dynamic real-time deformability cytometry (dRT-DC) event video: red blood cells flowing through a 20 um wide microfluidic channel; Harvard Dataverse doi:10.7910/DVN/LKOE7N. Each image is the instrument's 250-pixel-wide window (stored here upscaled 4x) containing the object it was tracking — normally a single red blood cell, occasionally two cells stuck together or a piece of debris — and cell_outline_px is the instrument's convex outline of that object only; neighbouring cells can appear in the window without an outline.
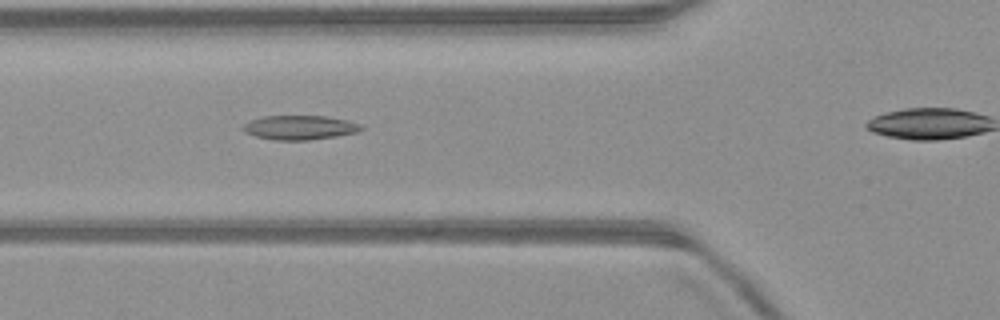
{"species": "common noctule bat (a hibernating species)", "species_latin": "Nyctalus noctula", "temperature_condition": "warm", "stored_images_in_passage": 28, "camera_frame_rate_fps": 3000, "um_per_image_px": 0.085, "animal": {"sex": "male", "body_mass_g": 23.1, "forearm_length_mm": 52.7}, "frame": {"image": 1, "passage_image": 5, "time_ms": 1.333, "image_size_px": [1000, 320], "cell_outline_px": [[364, 128], [360, 132], [336, 136], [308, 140], [272, 140], [256, 136], [244, 132], [240, 128], [248, 120], [264, 116], [328, 116], [348, 120], [360, 124]], "centroid_in_image_um": [25.47, 10.84], "position_along_channel_um": 100.3, "area_um2": 16.94}}
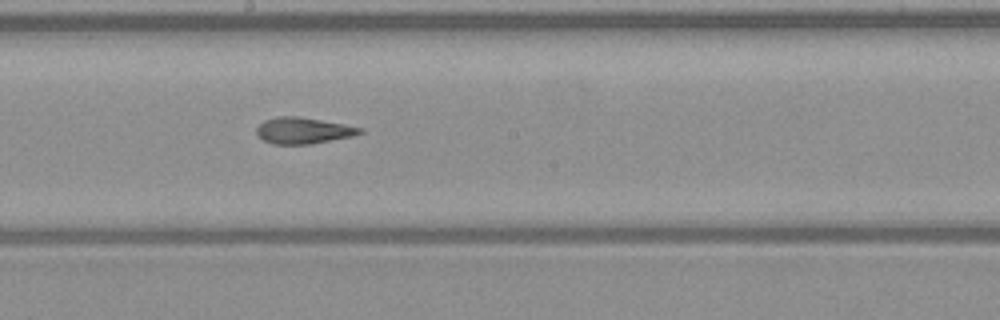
{"frame": {"image": 2, "passage_image": 14, "time_ms": 4.333, "image_size_px": [1000, 320], "cell_outline_px": [[364, 132], [352, 136], [312, 144], [272, 144], [256, 136], [256, 128], [264, 120], [280, 116], [300, 116], [344, 124], [364, 128]], "centroid_in_image_um": [25.77, 11.1], "position_along_channel_um": 222.4, "area_um2": 15.95}}
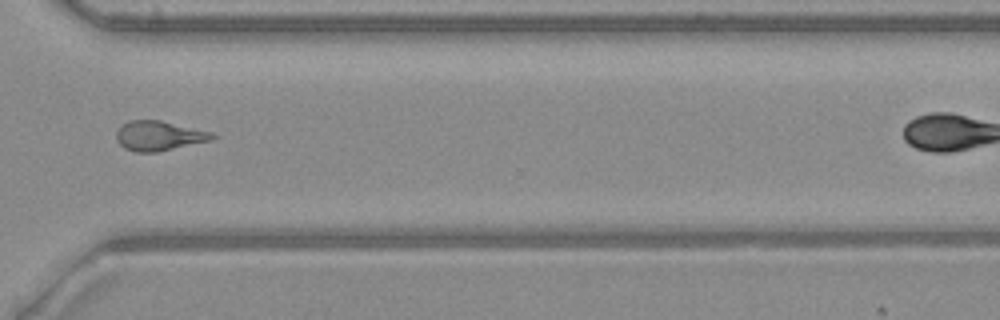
{"frame": {"image": 3, "passage_image": 24, "time_ms": 7.667, "image_size_px": [1000, 320], "cell_outline_px": [[220, 136], [212, 140], [156, 152], [136, 152], [124, 148], [116, 140], [116, 132], [128, 120], [160, 120], [212, 132]], "centroid_in_image_um": [13.54, 11.54], "position_along_channel_um": 357.1, "area_um2": 16.59}}